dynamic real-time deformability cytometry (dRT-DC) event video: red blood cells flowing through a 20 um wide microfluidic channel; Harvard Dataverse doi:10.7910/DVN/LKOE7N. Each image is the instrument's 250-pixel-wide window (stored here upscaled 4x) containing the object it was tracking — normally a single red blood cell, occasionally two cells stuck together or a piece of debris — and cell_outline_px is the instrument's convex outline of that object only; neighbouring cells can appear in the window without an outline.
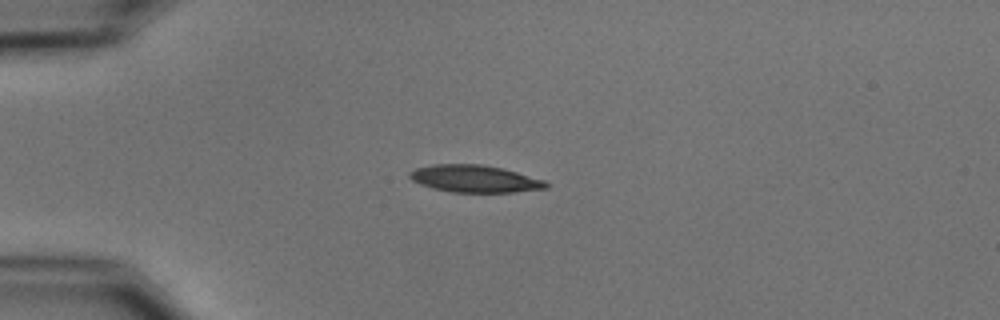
{"species": "common noctule bat (a hibernating species)", "species_latin": "Nyctalus noctula", "temperature_condition": "cold", "stored_images_in_passage": 4, "camera_frame_rate_fps": 3000, "um_per_image_px": 0.085, "animal": {"sex": "male", "body_mass_g": 15.6}, "frame": {"image": 1, "passage_image": 4, "time_ms": 3.667, "image_size_px": [1000, 320], "cell_outline_px": [[548, 188], [512, 192], [452, 192], [432, 188], [420, 184], [412, 180], [408, 176], [408, 172], [416, 168], [432, 164], [484, 164], [504, 168], [544, 180], [548, 184]], "centroid_in_image_um": [40.33, 15.18], "position_along_channel_um": 44.7, "area_um2": 21.73}}